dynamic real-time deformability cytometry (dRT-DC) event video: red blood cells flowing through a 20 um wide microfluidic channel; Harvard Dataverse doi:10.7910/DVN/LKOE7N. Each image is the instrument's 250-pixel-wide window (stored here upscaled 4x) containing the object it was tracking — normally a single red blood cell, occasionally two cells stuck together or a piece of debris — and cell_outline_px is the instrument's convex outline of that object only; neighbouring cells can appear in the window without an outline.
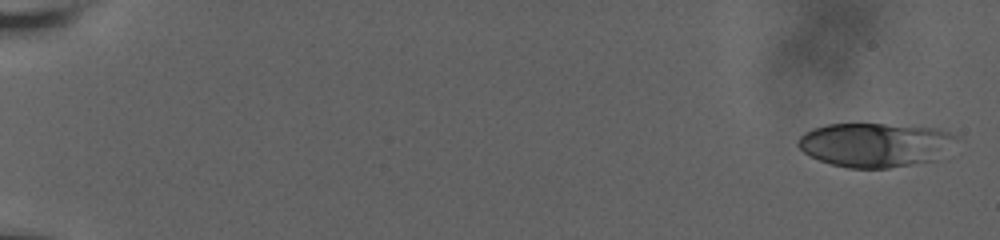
{"species": "human", "species_latin": "Homo sapiens", "temperature_condition": "room temperature", "stored_images_in_passage": 125, "camera_frame_rate_fps": 3000, "um_per_image_px": 0.085, "donor": {"sex": "male"}, "frame": {"image": 1, "passage_image": 1, "time_ms": 0.0, "image_size_px": [1000, 240], "cell_outline_px": [[960, 136], [932, 160], [888, 168], [848, 168], [832, 164], [808, 156], [796, 144], [796, 140], [804, 132], [812, 128], [828, 124], [884, 124], [936, 128]], "centroid_in_image_um": [74.29, 12.29], "position_along_channel_um": 10.7, "area_um2": 40.23}}
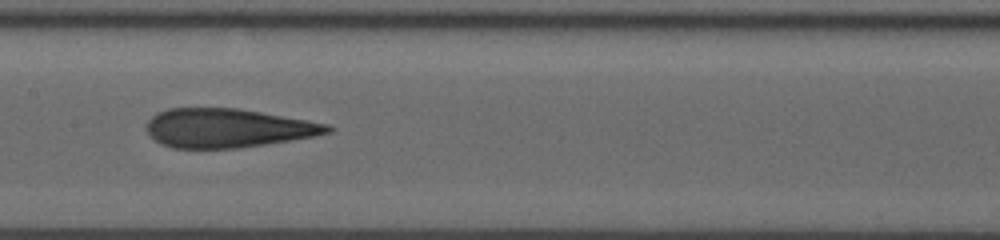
{"frame": {"image": 2, "passage_image": 68, "time_ms": 10.333, "image_size_px": [1000, 240], "cell_outline_px": [[336, 128], [332, 132], [312, 136], [264, 144], [236, 148], [172, 148], [160, 144], [144, 128], [144, 124], [156, 112], [168, 108], [236, 108], [260, 112], [328, 124]], "centroid_in_image_um": [19.29, 10.88], "position_along_channel_um": 188.1, "area_um2": 40.86}}
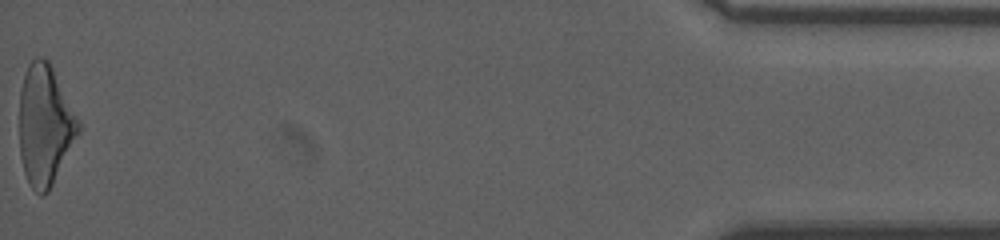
{"frame": {"image": 3, "passage_image": 124, "time_ms": 19.333, "image_size_px": [1000, 240], "cell_outline_px": [[80, 132], [48, 192], [44, 196], [40, 196], [32, 188], [24, 172], [20, 156], [20, 88], [28, 64], [36, 56], [44, 56], [48, 60], [80, 120]], "centroid_in_image_um": [3.82, 10.63], "position_along_channel_um": 431.4, "area_um2": 41.38}, "authors_computed_cell_mechanics": {"area_um2": 41.0958, "velocity_mm_per_s": 3.663, "shape_relaxation_time_tau1_ms": null, "shape_relaxation_time_tau2_ms": 2.0254, "deformation_change_tau1": null, "deformation_change_tau2": 0.1123}}